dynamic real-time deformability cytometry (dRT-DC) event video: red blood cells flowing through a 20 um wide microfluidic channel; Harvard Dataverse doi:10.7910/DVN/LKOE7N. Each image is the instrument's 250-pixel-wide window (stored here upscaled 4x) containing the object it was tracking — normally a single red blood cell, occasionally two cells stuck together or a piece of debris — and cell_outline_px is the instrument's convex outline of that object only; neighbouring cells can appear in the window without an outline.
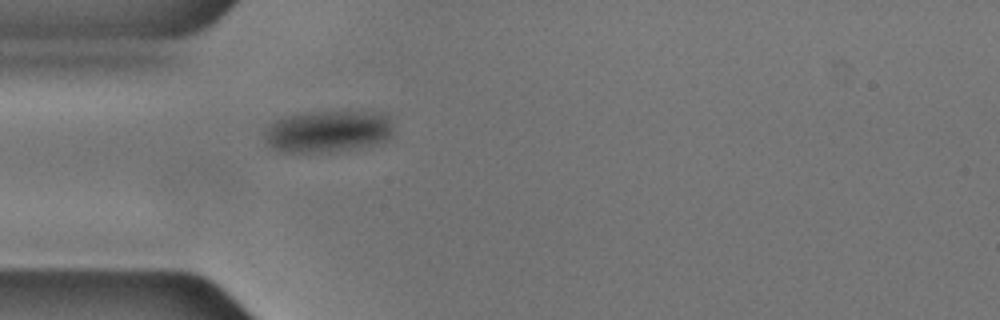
{"species": "common noctule bat (a hibernating species)", "species_latin": "Nyctalus noctula", "temperature_condition": "cold", "stored_images_in_passage": 41, "camera_frame_rate_fps": 3000, "um_per_image_px": 0.085, "animal": {"sex": "male", "body_mass_g": 17.9, "forearm_length_mm": 54.2}, "frame": {"image": 1, "passage_image": 1, "time_ms": 0.0, "image_size_px": [1000, 320], "cell_outline_px": [[392, 136], [388, 140], [376, 144], [360, 148], [332, 152], [280, 152], [268, 144], [264, 136], [268, 128], [276, 120], [288, 116], [312, 112], [384, 112], [388, 116], [392, 128]], "centroid_in_image_um": [27.93, 11.19], "position_along_channel_um": 57.1, "area_um2": 31.44}}
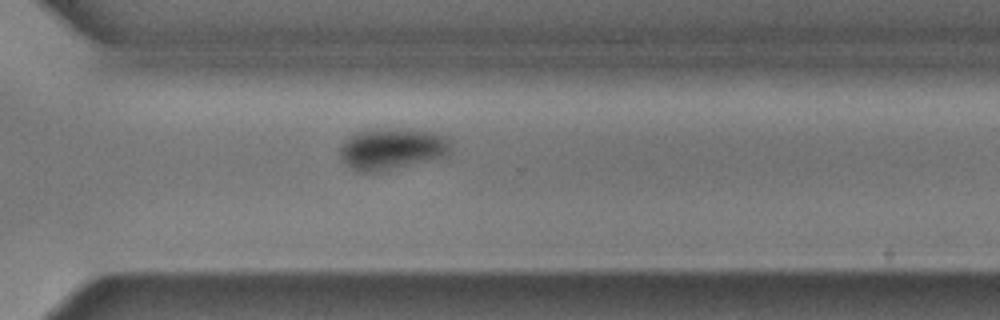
{"frame": {"image": 2, "passage_image": 25, "time_ms": 8.0, "image_size_px": [1000, 320], "cell_outline_px": [[448, 152], [440, 156], [376, 172], [360, 172], [352, 168], [340, 156], [340, 148], [344, 140], [356, 132], [380, 128], [408, 128], [432, 132], [440, 136], [448, 144]], "centroid_in_image_um": [33.19, 12.61], "position_along_channel_um": 337.4, "area_um2": 25.72}}
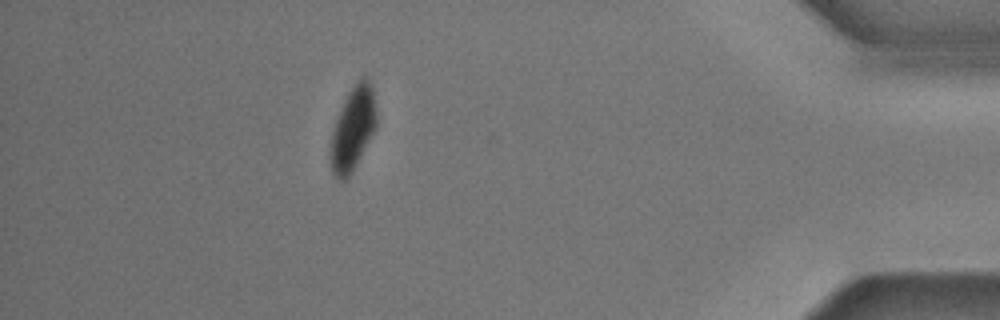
{"frame": {"image": 3, "passage_image": 35, "time_ms": 11.333, "image_size_px": [1000, 320], "cell_outline_px": [[376, 124], [348, 180], [344, 184], [336, 180], [332, 172], [328, 156], [328, 148], [332, 132], [340, 108], [348, 92], [356, 80], [364, 76], [368, 76], [372, 88], [376, 112]], "centroid_in_image_um": [29.93, 10.99], "position_along_channel_um": 405.3, "area_um2": 22.66}, "authors_computed_cell_mechanics": {"area_um2": 27.2238, "velocity_mm_per_s": 3.5482, "shape_relaxation_time_tau1_ms": 3.2845, "shape_relaxation_time_tau2_ms": null, "deformation_change_tau1": 0.0869, "deformation_change_tau2": null}}